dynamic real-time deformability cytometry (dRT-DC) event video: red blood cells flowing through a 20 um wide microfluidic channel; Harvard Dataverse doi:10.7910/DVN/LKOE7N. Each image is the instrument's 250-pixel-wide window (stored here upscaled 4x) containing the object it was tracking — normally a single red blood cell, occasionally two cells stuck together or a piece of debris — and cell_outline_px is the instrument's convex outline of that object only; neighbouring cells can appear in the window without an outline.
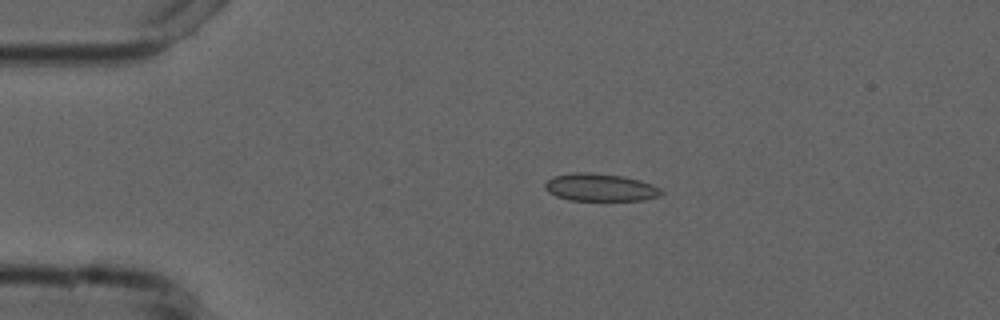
{"species": "common noctule bat (a hibernating species)", "species_latin": "Nyctalus noctula", "temperature_condition": "cold", "stored_images_in_passage": 3, "camera_frame_rate_fps": 3000, "um_per_image_px": 0.085, "animal": {"sex": "male", "forearm_length_mm": 52.5}, "frame": {"image": 1, "passage_image": 2, "time_ms": 2.333, "image_size_px": [1000, 320], "cell_outline_px": [[664, 192], [660, 196], [644, 200], [568, 200], [556, 196], [548, 192], [544, 188], [544, 184], [552, 176], [572, 172], [588, 172], [624, 176], [640, 180], [652, 184], [660, 188]], "centroid_in_image_um": [51.01, 15.92], "position_along_channel_um": 34.0, "area_um2": 18.9}}